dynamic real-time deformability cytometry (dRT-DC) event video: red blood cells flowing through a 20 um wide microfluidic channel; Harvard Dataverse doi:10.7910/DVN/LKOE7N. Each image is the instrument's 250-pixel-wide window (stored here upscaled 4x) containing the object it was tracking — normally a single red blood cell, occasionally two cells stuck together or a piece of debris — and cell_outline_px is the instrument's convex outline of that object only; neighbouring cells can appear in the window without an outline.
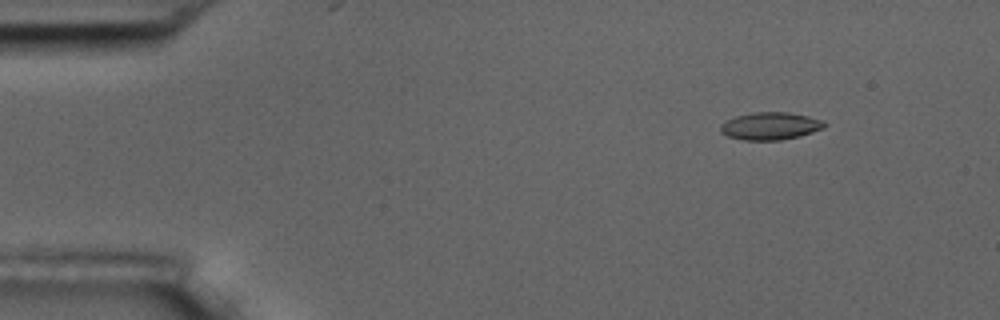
{"species": "common noctule bat (a hibernating species)", "species_latin": "Nyctalus noctula", "temperature_condition": "room temperature", "stored_images_in_passage": 5, "camera_frame_rate_fps": 3000, "um_per_image_px": 0.085, "animal": {"sex": "male", "body_mass_g": 17.5, "forearm_length_mm": 52.3}, "frame": {"image": 1, "passage_image": 3, "time_ms": 2.0, "image_size_px": [1000, 320], "cell_outline_px": [[828, 124], [824, 128], [800, 136], [780, 140], [744, 140], [728, 136], [720, 132], [720, 124], [736, 116], [752, 112], [788, 112], [808, 116], [824, 120]], "centroid_in_image_um": [65.5, 10.71], "position_along_channel_um": 19.5, "area_um2": 16.76}}